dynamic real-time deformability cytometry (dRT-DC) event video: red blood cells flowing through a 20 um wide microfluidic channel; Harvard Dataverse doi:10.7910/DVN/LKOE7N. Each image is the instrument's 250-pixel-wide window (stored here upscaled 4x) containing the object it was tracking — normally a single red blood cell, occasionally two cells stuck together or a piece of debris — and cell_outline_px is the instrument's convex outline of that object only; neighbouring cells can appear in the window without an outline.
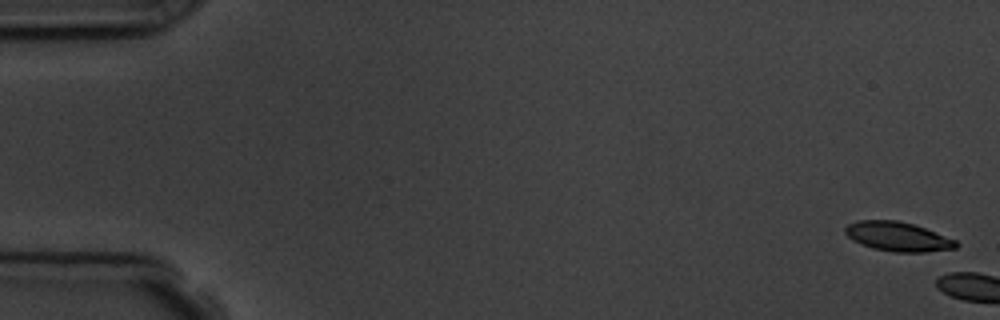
{"species": "common noctule bat (a hibernating species)", "species_latin": "Nyctalus noctula", "temperature_condition": "room temperature", "stored_images_in_passage": 7, "camera_frame_rate_fps": 3000, "um_per_image_px": 0.085, "animal": {"sex": "male", "body_mass_g": 19.5, "forearm_length_mm": 54.6}, "frame": {"image": 1, "passage_image": 1, "time_ms": 0.0, "image_size_px": [1000, 320], "cell_outline_px": [[960, 244], [956, 248], [924, 252], [892, 252], [872, 248], [852, 240], [844, 232], [844, 228], [848, 224], [856, 220], [896, 220], [912, 224], [924, 228], [956, 240]], "centroid_in_image_um": [76.29, 20.11], "position_along_channel_um": 8.7, "area_um2": 18.9}}
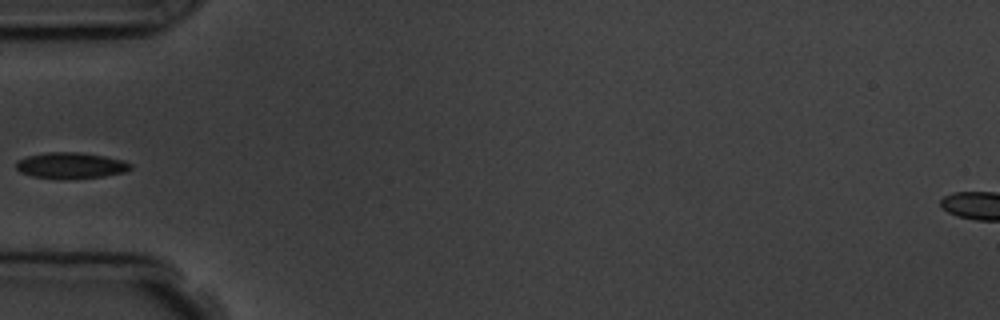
{"frame": {"image": 2, "passage_image": 7, "time_ms": 7.0, "image_size_px": [1000, 320], "cell_outline_px": [[132, 168], [124, 172], [104, 176], [64, 180], [32, 176], [20, 172], [16, 168], [16, 160], [28, 156], [44, 152], [80, 152], [104, 156], [124, 160], [132, 164]], "centroid_in_image_um": [6.01, 14.07], "position_along_channel_um": 79.0, "area_um2": 17.63}}